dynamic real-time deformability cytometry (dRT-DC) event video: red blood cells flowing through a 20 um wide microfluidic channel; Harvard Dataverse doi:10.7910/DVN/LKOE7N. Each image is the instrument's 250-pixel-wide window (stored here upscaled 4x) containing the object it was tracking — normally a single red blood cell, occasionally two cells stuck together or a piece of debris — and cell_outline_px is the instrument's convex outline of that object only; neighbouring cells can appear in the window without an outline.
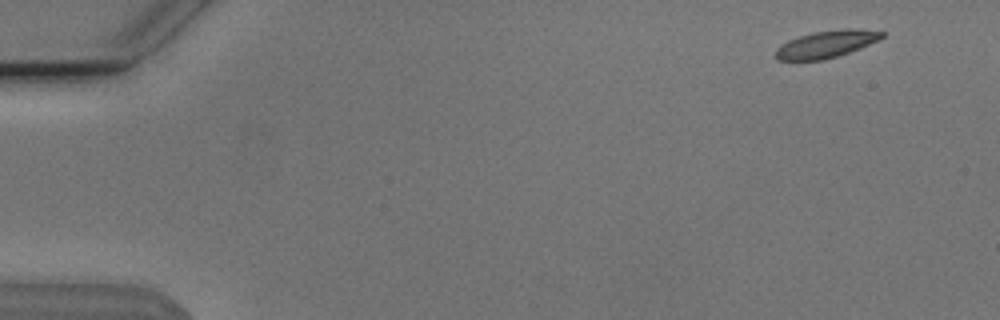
{"species": "Egyptian fruit bat (a non-hibernating species)", "species_latin": "Rousettus aegyptiacus", "temperature_condition": "cold", "stored_images_in_passage": 4, "camera_frame_rate_fps": 3000, "um_per_image_px": 0.085, "animal": {"sex": "male"}, "frame": {"image": 1, "passage_image": 1, "time_ms": 0.0, "image_size_px": [1000, 320], "cell_outline_px": [[884, 36], [860, 48], [836, 56], [820, 60], [780, 60], [776, 56], [776, 48], [788, 40], [812, 32], [840, 28], [852, 28], [884, 32]], "centroid_in_image_um": [70.22, 3.73], "position_along_channel_um": 14.8, "area_um2": 16.53}}